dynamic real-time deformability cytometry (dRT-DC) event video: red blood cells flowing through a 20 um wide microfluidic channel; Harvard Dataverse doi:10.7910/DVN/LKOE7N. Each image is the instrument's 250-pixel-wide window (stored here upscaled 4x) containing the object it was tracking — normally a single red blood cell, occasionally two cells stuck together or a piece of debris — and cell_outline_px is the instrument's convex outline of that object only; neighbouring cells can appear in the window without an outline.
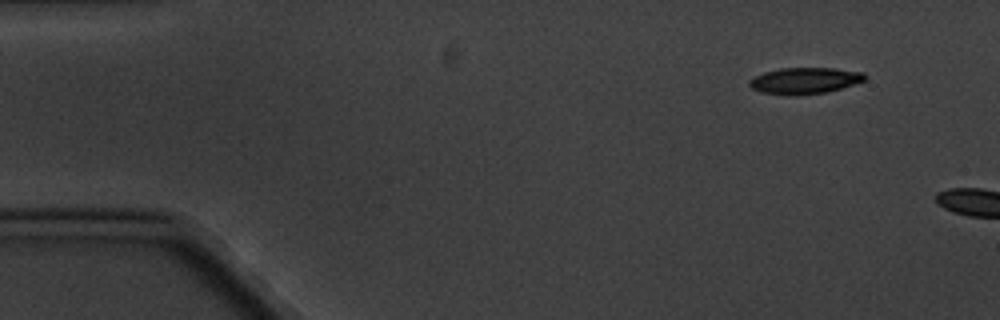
{"species": "common noctule bat (a hibernating species)", "species_latin": "Nyctalus noctula", "temperature_condition": "cold", "stored_images_in_passage": 2, "camera_frame_rate_fps": 3000, "um_per_image_px": 0.085, "animal": {"sex": "male", "body_mass_g": 20.1, "forearm_length_mm": 53.5}, "frame": {"image": 1, "passage_image": 1, "time_ms": 0.0, "image_size_px": [1000, 320], "cell_outline_px": [[868, 76], [864, 80], [828, 92], [760, 92], [752, 88], [748, 84], [748, 80], [752, 76], [764, 72], [780, 68], [832, 68], [864, 72]], "centroid_in_image_um": [68.4, 6.79], "position_along_channel_um": 16.6, "area_um2": 16.88}}